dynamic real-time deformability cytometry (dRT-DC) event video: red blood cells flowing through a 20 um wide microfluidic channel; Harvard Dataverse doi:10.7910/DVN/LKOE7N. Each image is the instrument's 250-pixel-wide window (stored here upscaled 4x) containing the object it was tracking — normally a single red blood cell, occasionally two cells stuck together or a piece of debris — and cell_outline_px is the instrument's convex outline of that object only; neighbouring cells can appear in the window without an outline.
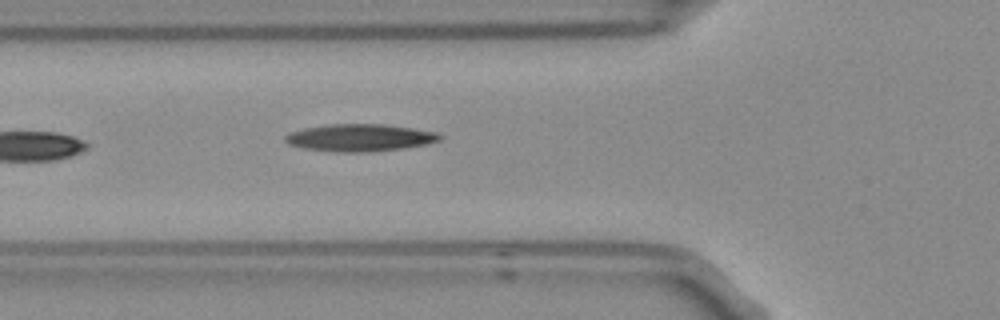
{"species": "Egyptian fruit bat (a non-hibernating species)", "species_latin": "Rousettus aegyptiacus", "temperature_condition": "room temperature", "stored_images_in_passage": 6, "camera_frame_rate_fps": 3000, "um_per_image_px": 0.085, "frame": {"image": 1, "passage_image": 6, "time_ms": 1.667, "image_size_px": [1000, 320], "cell_outline_px": [[444, 136], [440, 140], [428, 144], [404, 148], [368, 152], [344, 152], [304, 148], [288, 144], [284, 140], [284, 136], [288, 132], [304, 128], [328, 124], [384, 124], [412, 128], [436, 132]], "centroid_in_image_um": [30.59, 11.7], "position_along_channel_um": 95.2, "area_um2": 24.62}}